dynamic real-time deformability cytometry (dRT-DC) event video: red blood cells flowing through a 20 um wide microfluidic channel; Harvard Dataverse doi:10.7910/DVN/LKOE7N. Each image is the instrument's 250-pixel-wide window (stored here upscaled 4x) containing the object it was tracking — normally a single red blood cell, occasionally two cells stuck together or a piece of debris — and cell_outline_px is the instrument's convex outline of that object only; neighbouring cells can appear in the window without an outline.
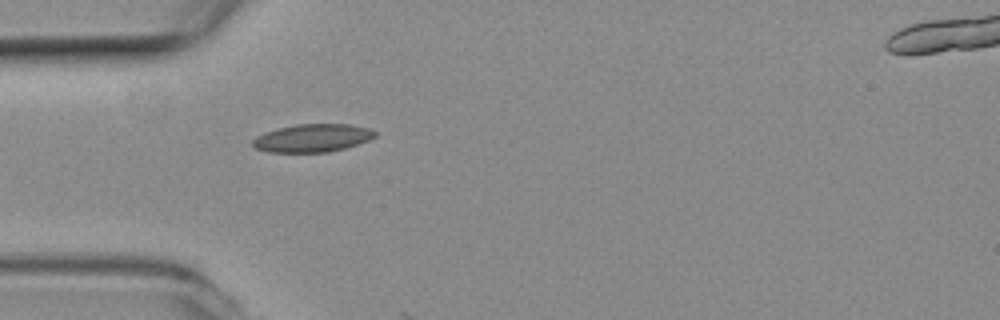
{"species": "common noctule bat (a hibernating species)", "species_latin": "Nyctalus noctula", "temperature_condition": "room temperature", "stored_images_in_passage": 3, "camera_frame_rate_fps": 3000, "um_per_image_px": 0.085, "animal": {"sex": "female", "body_mass_g": 19.3, "forearm_length_mm": 54.1}, "frame": {"image": 1, "passage_image": 1, "time_ms": 0.0, "image_size_px": [1000, 320], "cell_outline_px": [[376, 136], [368, 140], [344, 148], [328, 152], [268, 152], [256, 148], [252, 144], [252, 140], [256, 136], [264, 132], [296, 124], [348, 124], [368, 128], [376, 132]], "centroid_in_image_um": [26.54, 11.73], "position_along_channel_um": 58.5, "area_um2": 19.77}}